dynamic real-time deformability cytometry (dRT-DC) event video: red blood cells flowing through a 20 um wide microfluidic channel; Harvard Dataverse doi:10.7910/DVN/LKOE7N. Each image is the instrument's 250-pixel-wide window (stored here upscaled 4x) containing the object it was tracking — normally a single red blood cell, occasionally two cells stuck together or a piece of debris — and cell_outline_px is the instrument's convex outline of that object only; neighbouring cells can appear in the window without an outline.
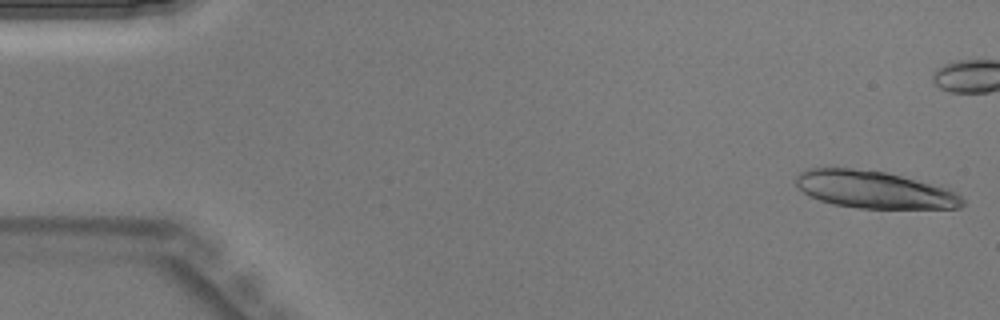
{"species": "Egyptian fruit bat (a non-hibernating species)", "species_latin": "Rousettus aegyptiacus", "temperature_condition": "warm", "stored_images_in_passage": 9, "camera_frame_rate_fps": 3000, "um_per_image_px": 0.085, "animal": {"sex": "male"}, "frame": {"image": 1, "passage_image": 1, "time_ms": 0.0, "image_size_px": [1000, 320], "cell_outline_px": [[964, 204], [960, 208], [856, 208], [832, 204], [808, 196], [796, 184], [796, 176], [800, 172], [812, 168], [852, 168], [884, 172], [900, 176], [944, 188], [956, 192], [964, 200]], "centroid_in_image_um": [74.26, 16.13], "position_along_channel_um": 10.7, "area_um2": 35.72}}